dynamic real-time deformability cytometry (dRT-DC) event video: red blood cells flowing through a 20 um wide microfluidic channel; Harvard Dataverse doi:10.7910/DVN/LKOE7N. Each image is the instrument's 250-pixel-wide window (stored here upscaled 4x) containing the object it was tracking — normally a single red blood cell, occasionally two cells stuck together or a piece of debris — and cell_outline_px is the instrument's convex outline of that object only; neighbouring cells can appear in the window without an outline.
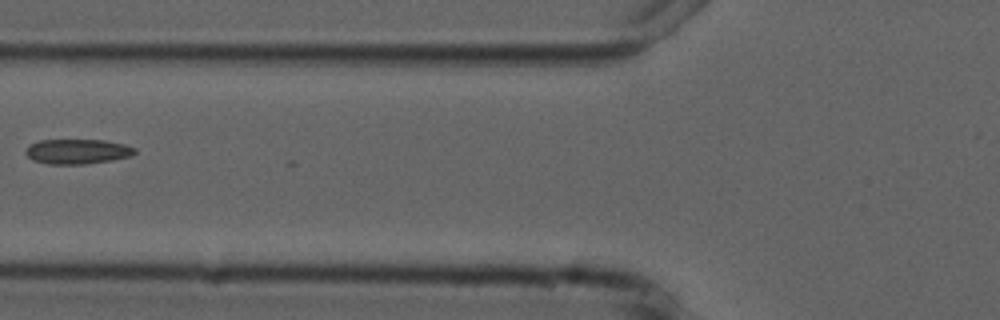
{"species": "common noctule bat (a hibernating species)", "species_latin": "Nyctalus noctula", "temperature_condition": "cold", "stored_images_in_passage": 6, "camera_frame_rate_fps": 3000, "um_per_image_px": 0.085, "animal": {"sex": "male", "forearm_length_mm": 52.5}, "frame": {"image": 1, "passage_image": 5, "time_ms": 4.667, "image_size_px": [1000, 320], "cell_outline_px": [[136, 152], [132, 156], [112, 160], [84, 164], [48, 164], [32, 160], [24, 152], [32, 144], [40, 140], [104, 140], [124, 144], [136, 148]], "centroid_in_image_um": [6.61, 12.88], "position_along_channel_um": 119.2, "area_um2": 15.78}}
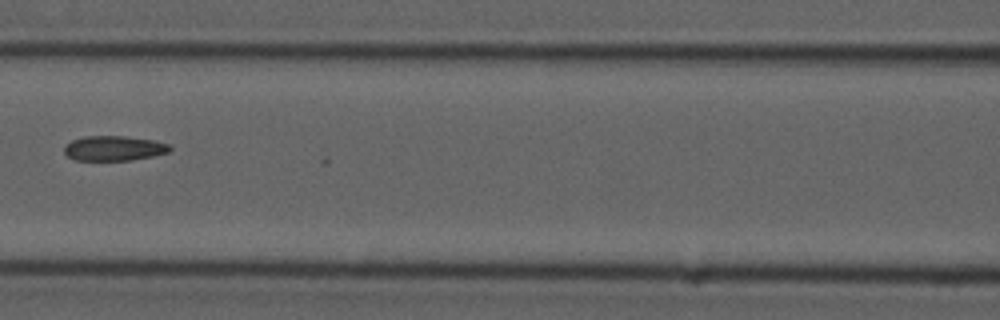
{"frame": {"image": 2, "passage_image": 6, "time_ms": 5.667, "image_size_px": [1000, 320], "cell_outline_px": [[172, 148], [168, 152], [152, 156], [132, 160], [76, 160], [68, 156], [64, 152], [64, 148], [72, 140], [84, 136], [124, 136], [152, 140], [168, 144]], "centroid_in_image_um": [9.68, 12.6], "position_along_channel_um": 156.9, "area_um2": 15.14}}